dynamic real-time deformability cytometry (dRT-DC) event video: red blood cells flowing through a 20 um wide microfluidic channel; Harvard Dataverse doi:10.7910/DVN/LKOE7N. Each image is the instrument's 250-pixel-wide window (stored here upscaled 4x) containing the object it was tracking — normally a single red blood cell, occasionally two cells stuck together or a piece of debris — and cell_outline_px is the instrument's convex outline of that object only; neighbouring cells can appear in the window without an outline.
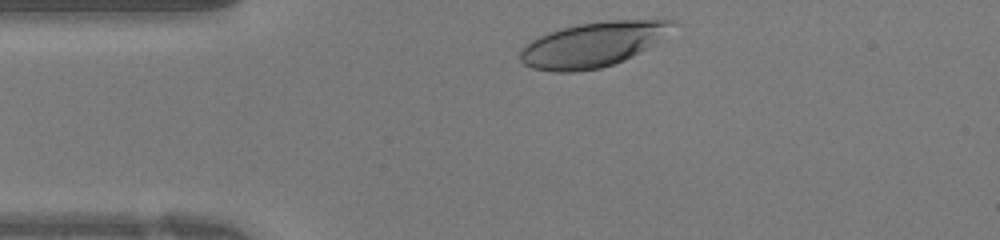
{"species": "human", "species_latin": "Homo sapiens", "temperature_condition": "warm", "stored_images_in_passage": 26, "camera_frame_rate_fps": 3000, "um_per_image_px": 0.085, "donor": {"sex": "female"}, "frame": {"image": 1, "passage_image": 1, "time_ms": 0.0, "image_size_px": [1000, 240], "cell_outline_px": [[672, 20], [656, 44], [624, 60], [600, 68], [572, 72], [552, 72], [532, 68], [524, 64], [520, 60], [520, 48], [524, 44], [548, 32], [560, 28], [576, 24], [608, 20]], "centroid_in_image_um": [50.26, 3.8], "position_along_channel_um": 34.7, "area_um2": 39.25}}
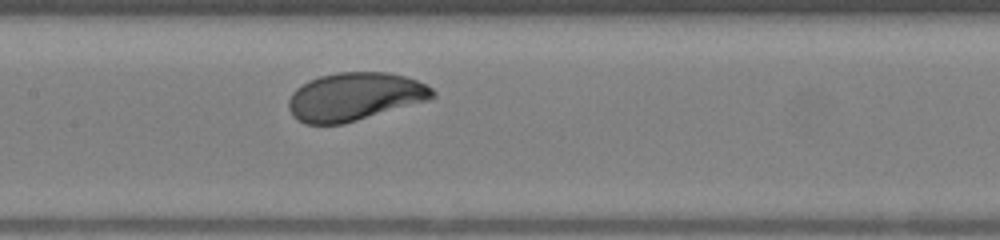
{"frame": {"image": 2, "passage_image": 12, "time_ms": 3.667, "image_size_px": [1000, 240], "cell_outline_px": [[436, 96], [432, 100], [344, 124], [304, 124], [296, 120], [292, 116], [288, 108], [288, 100], [292, 92], [296, 88], [308, 80], [320, 76], [336, 72], [388, 72], [404, 76], [416, 80], [432, 88], [436, 92]], "centroid_in_image_um": [30.15, 8.23], "position_along_channel_um": 177.2, "area_um2": 40.92}}
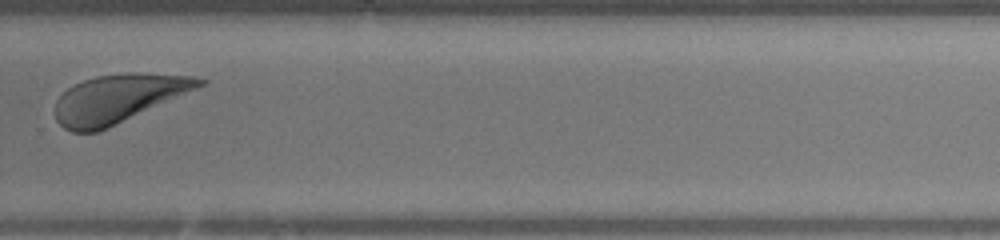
{"frame": {"image": 3, "passage_image": 21, "time_ms": 6.667, "image_size_px": [1000, 240], "cell_outline_px": [[208, 84], [108, 128], [96, 132], [72, 132], [64, 128], [56, 120], [56, 100], [68, 88], [84, 80], [96, 76], [128, 72], [132, 72], [192, 76], [208, 80]], "centroid_in_image_um": [10.08, 8.37], "position_along_channel_um": 319.7, "area_um2": 40.52}}